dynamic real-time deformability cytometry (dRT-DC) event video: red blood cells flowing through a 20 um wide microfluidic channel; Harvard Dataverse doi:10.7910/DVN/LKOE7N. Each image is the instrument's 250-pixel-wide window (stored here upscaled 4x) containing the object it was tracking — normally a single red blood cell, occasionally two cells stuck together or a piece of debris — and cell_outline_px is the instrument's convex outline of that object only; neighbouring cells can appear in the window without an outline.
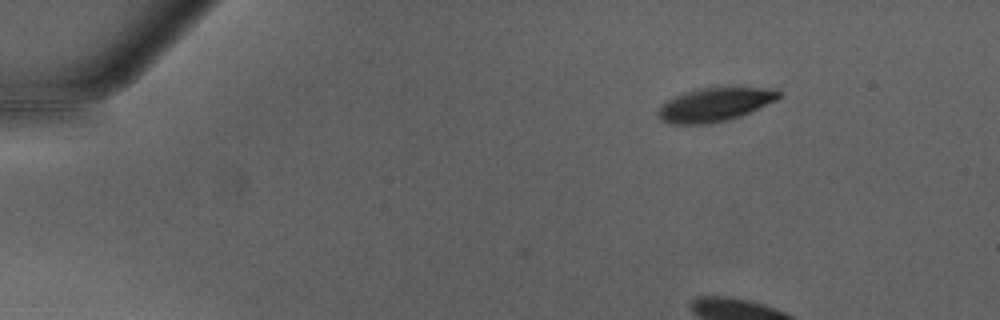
{"species": "Egyptian fruit bat (a non-hibernating species)", "species_latin": "Rousettus aegyptiacus", "temperature_condition": "warm", "stored_images_in_passage": 6, "camera_frame_rate_fps": 3000, "um_per_image_px": 0.085, "animal": {"sex": "male"}, "frame": {"image": 1, "passage_image": 6, "time_ms": 1.667, "image_size_px": [1000, 320], "cell_outline_px": [[780, 96], [776, 100], [740, 116], [728, 120], [708, 124], [668, 124], [660, 120], [656, 116], [656, 112], [668, 100], [684, 92], [700, 88], [772, 88], [780, 92]], "centroid_in_image_um": [60.71, 8.91], "position_along_channel_um": 24.3, "area_um2": 23.41}}